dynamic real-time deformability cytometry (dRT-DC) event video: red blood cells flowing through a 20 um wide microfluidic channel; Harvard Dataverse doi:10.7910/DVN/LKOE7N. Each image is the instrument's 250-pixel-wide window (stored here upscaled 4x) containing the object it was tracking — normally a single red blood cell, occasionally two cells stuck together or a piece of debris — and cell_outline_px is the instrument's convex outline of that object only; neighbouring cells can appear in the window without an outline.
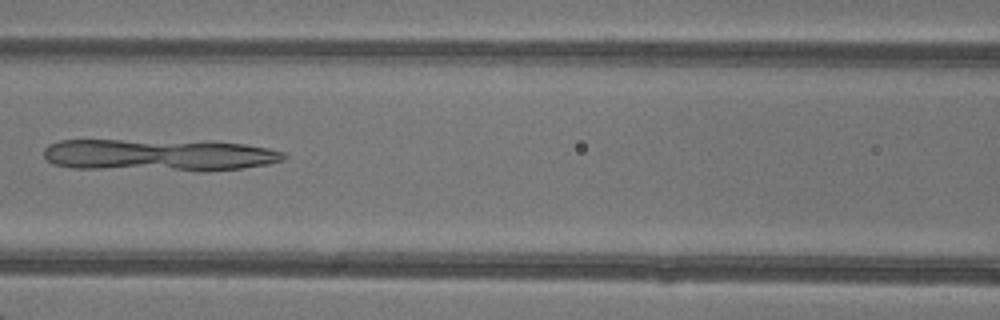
{"species": "common noctule bat (a hibernating species)", "species_latin": "Nyctalus noctula", "temperature_condition": "warm", "stored_images_in_passage": 48, "camera_frame_rate_fps": 3000, "um_per_image_px": 0.085, "animal": {"sex": "female"}, "frame": {"image": 1, "passage_image": 22, "time_ms": 7.0, "image_size_px": [1000, 320], "cell_outline_px": [[288, 156], [284, 160], [268, 164], [244, 168], [204, 172], [200, 172], [72, 168], [52, 164], [44, 156], [44, 148], [48, 144], [60, 140], [120, 140], [244, 144], [268, 148], [284, 152]], "centroid_in_image_um": [13.47, 13.22], "position_along_channel_um": 153.1, "area_um2": 45.08}}
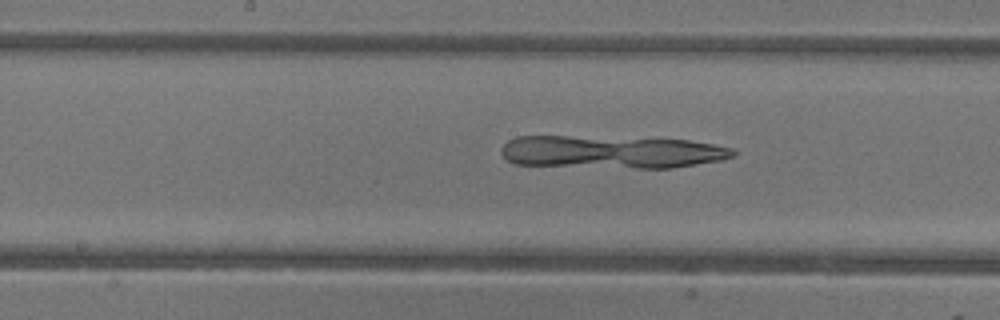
{"frame": {"image": 2, "passage_image": 25, "time_ms": 8.0, "image_size_px": [1000, 320], "cell_outline_px": [[736, 156], [720, 160], [672, 168], [636, 168], [512, 164], [500, 152], [500, 148], [508, 140], [516, 136], [568, 136], [688, 140], [712, 144], [732, 148], [736, 152]], "centroid_in_image_um": [51.94, 12.92], "position_along_channel_um": 196.3, "area_um2": 44.16}}